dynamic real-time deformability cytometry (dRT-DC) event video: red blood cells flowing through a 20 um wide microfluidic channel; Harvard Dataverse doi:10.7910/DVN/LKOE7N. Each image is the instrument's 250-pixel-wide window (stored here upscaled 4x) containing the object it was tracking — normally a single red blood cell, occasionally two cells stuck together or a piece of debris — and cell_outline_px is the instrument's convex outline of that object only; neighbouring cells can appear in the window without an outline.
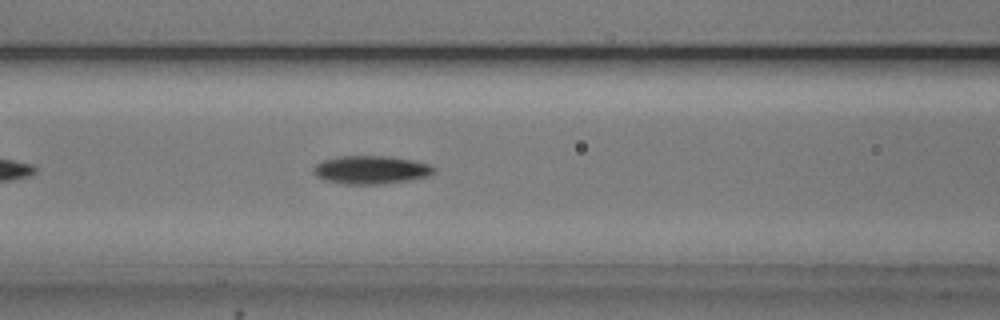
{"species": "common noctule bat (a hibernating species)", "species_latin": "Nyctalus noctula", "temperature_condition": "cold", "stored_images_in_passage": 38, "camera_frame_rate_fps": 3000, "um_per_image_px": 0.085, "animal": {"sex": "male", "body_mass_g": 20.5, "forearm_length_mm": 52.5}, "frame": {"image": 1, "passage_image": 6, "time_ms": 1.667, "image_size_px": [1000, 320], "cell_outline_px": [[436, 168], [432, 172], [424, 176], [408, 180], [384, 184], [344, 184], [324, 180], [316, 176], [312, 172], [312, 168], [316, 164], [324, 160], [340, 156], [388, 156], [412, 160], [428, 164]], "centroid_in_image_um": [31.46, 14.43], "position_along_channel_um": 135.1, "area_um2": 19.65}}
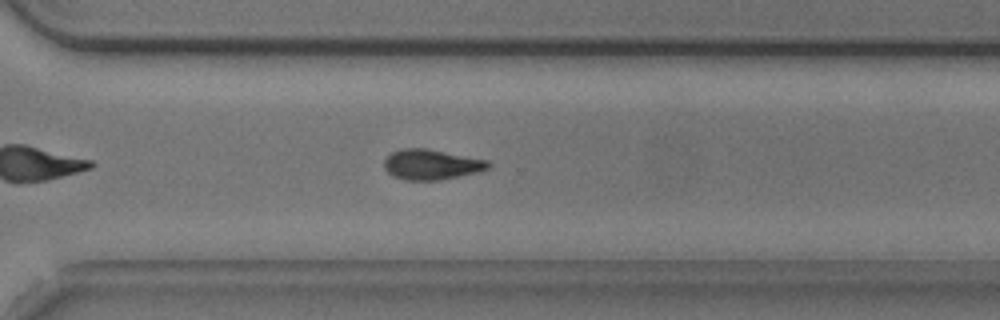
{"frame": {"image": 2, "passage_image": 22, "time_ms": 7.0, "image_size_px": [1000, 320], "cell_outline_px": [[492, 164], [488, 168], [476, 172], [460, 176], [440, 180], [408, 180], [392, 176], [384, 168], [384, 160], [392, 152], [404, 148], [424, 148], [488, 160]], "centroid_in_image_um": [36.66, 13.99], "position_along_channel_um": 333.9, "area_um2": 18.21}}
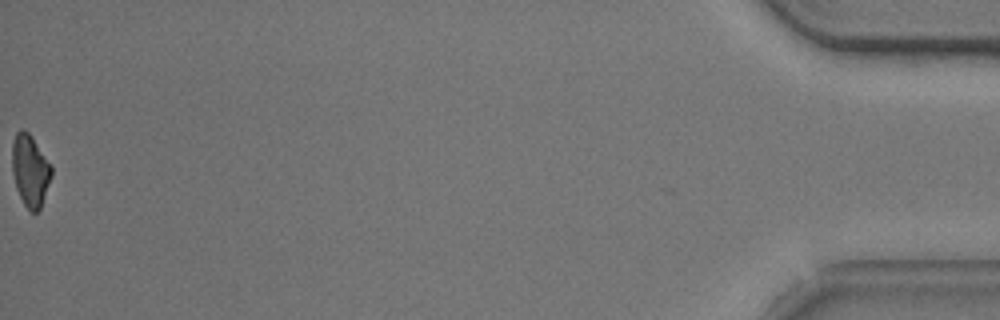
{"frame": {"image": 3, "passage_image": 38, "time_ms": 12.333, "image_size_px": [1000, 320], "cell_outline_px": [[52, 176], [40, 208], [36, 212], [32, 212], [24, 204], [16, 188], [12, 172], [12, 140], [16, 132], [20, 128], [24, 128], [32, 136], [52, 164]], "centroid_in_image_um": [2.56, 14.43], "position_along_channel_um": 432.6, "area_um2": 16.7}}